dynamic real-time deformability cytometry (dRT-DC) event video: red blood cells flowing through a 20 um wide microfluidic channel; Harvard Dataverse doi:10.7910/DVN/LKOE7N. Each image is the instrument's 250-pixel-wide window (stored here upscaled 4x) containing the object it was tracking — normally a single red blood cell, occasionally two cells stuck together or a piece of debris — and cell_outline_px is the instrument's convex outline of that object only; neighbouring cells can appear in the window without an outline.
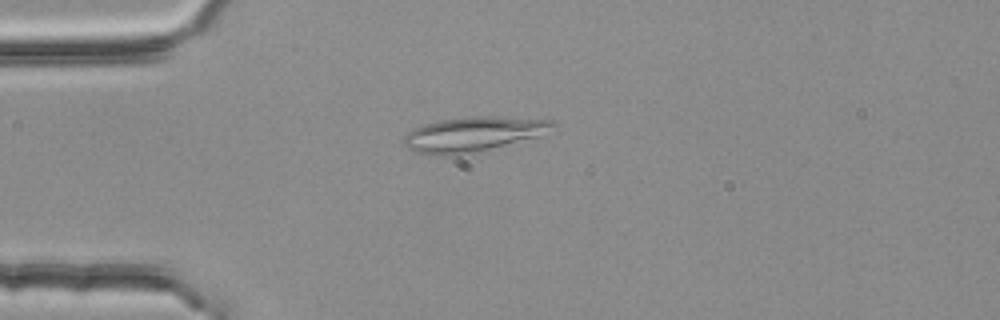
{"species": "common noctule bat (a hibernating species)", "species_latin": "Nyctalus noctula", "temperature_condition": "room temperature", "stored_images_in_passage": 45, "camera_frame_rate_fps": 3000, "um_per_image_px": 0.085, "animal": {"sex": "female", "body_mass_g": 25.1}, "frame": {"image": 1, "passage_image": 5, "time_ms": 1.333, "image_size_px": [1000, 320], "cell_outline_px": [[560, 124], [540, 136], [484, 152], [468, 156], [440, 156], [416, 152], [408, 148], [404, 144], [404, 136], [408, 132], [424, 124], [440, 120], [472, 116], [492, 116], [552, 120]], "centroid_in_image_um": [40.27, 11.44], "position_along_channel_um": 44.7, "area_um2": 30.98}}
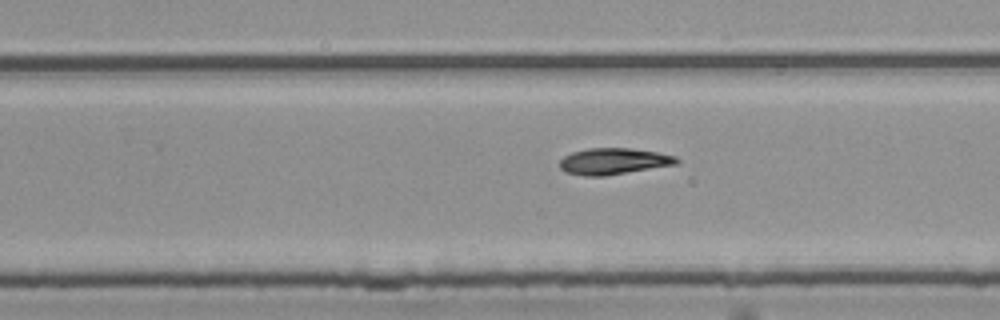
{"frame": {"image": 2, "passage_image": 25, "time_ms": 8.0, "image_size_px": [1000, 320], "cell_outline_px": [[680, 164], [604, 176], [584, 176], [564, 172], [560, 168], [560, 160], [564, 156], [572, 152], [588, 148], [628, 148], [656, 152], [676, 156], [680, 160]], "centroid_in_image_um": [52.17, 13.71], "position_along_channel_um": 277.6, "area_um2": 18.09}}
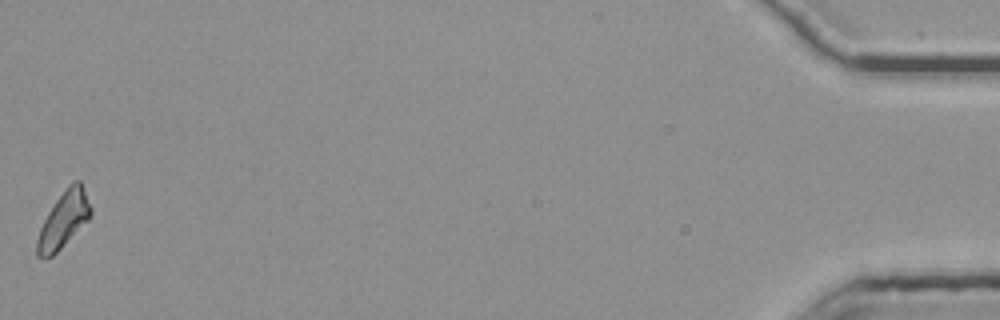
{"frame": {"image": 3, "passage_image": 45, "time_ms": 14.667, "image_size_px": [1000, 320], "cell_outline_px": [[92, 212], [88, 220], [52, 256], [44, 260], [36, 256], [36, 240], [40, 228], [48, 212], [56, 200], [68, 184], [72, 180], [80, 180], [92, 208]], "centroid_in_image_um": [5.39, 18.68], "position_along_channel_um": 429.8, "area_um2": 17.46}}